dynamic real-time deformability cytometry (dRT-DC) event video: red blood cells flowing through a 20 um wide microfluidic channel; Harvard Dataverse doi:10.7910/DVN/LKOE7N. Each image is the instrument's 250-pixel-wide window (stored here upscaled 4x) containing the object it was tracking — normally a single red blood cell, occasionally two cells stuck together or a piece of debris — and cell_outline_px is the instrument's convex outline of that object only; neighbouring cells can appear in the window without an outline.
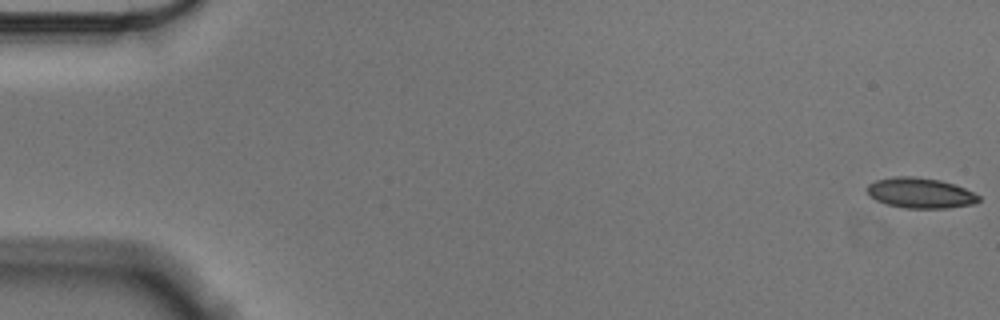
{"species": "Egyptian fruit bat (a non-hibernating species)", "species_latin": "Rousettus aegyptiacus", "temperature_condition": "cold", "stored_images_in_passage": 57, "camera_frame_rate_fps": 3000, "um_per_image_px": 0.085, "animal": {"sex": "male"}, "frame": {"image": 1, "passage_image": 1, "time_ms": 0.0, "image_size_px": [1000, 320], "cell_outline_px": [[980, 200], [976, 204], [948, 208], [904, 208], [888, 204], [876, 200], [868, 196], [868, 184], [876, 180], [896, 176], [912, 176], [940, 180], [964, 188], [980, 196]], "centroid_in_image_um": [78.23, 16.41], "position_along_channel_um": 6.8, "area_um2": 19.71}}
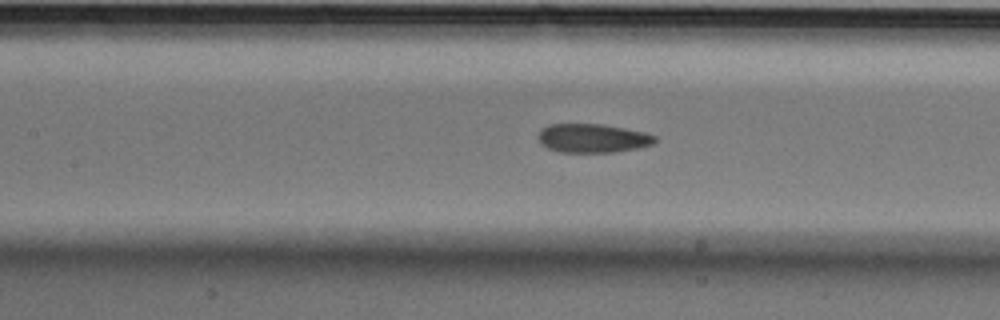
{"frame": {"image": 2, "passage_image": 26, "time_ms": 8.333, "image_size_px": [1000, 320], "cell_outline_px": [[656, 140], [652, 144], [636, 148], [616, 152], [560, 152], [548, 148], [540, 144], [536, 136], [540, 128], [548, 124], [600, 124], [624, 128], [644, 132], [656, 136]], "centroid_in_image_um": [50.3, 11.74], "position_along_channel_um": 157.1, "area_um2": 19.71}}
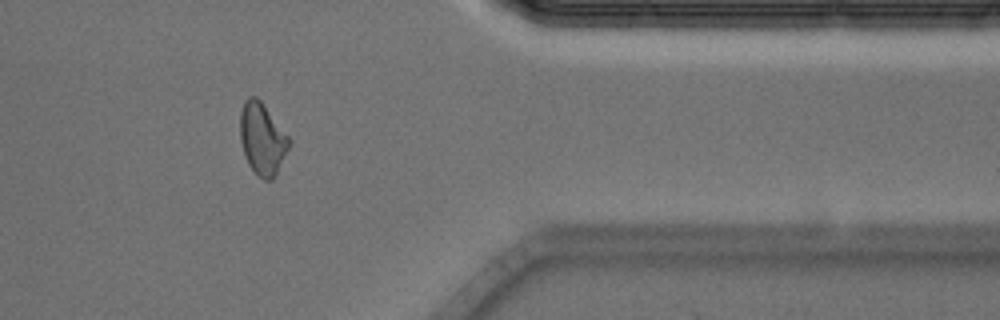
{"frame": {"image": 3, "passage_image": 47, "time_ms": 15.333, "image_size_px": [1000, 320], "cell_outline_px": [[292, 140], [276, 176], [272, 180], [264, 180], [256, 176], [248, 164], [244, 156], [240, 140], [240, 112], [244, 100], [248, 96], [256, 96], [260, 100]], "centroid_in_image_um": [22.28, 11.83], "position_along_channel_um": 389.1, "area_um2": 20.81}, "authors_computed_cell_mechanics": {"area_um2": 20.3456, "velocity_mm_per_s": 3.5482, "shape_relaxation_time_tau1_ms": 11.263, "shape_relaxation_time_tau2_ms": 2.6459, "deformation_change_tau1": 0.1884, "deformation_change_tau2": 0.0957}}